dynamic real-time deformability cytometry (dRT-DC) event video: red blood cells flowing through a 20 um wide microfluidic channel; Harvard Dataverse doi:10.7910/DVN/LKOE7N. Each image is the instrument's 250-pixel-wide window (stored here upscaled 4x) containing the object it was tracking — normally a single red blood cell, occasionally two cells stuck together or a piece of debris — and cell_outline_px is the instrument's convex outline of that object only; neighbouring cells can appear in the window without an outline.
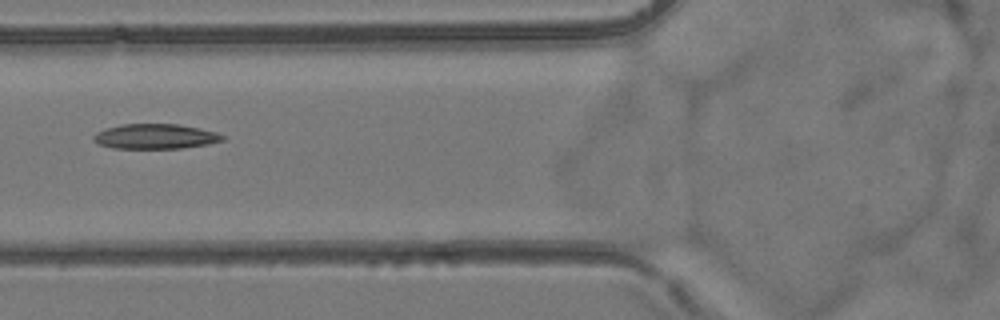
{"species": "common noctule bat (a hibernating species)", "species_latin": "Nyctalus noctula", "temperature_condition": "room temperature", "stored_images_in_passage": 7, "camera_frame_rate_fps": 3000, "um_per_image_px": 0.085, "animal": {"sex": "female", "body_mass_g": 24.6, "forearm_length_mm": 56.2}, "frame": {"image": 1, "passage_image": 6, "time_ms": 6.0, "image_size_px": [1000, 320], "cell_outline_px": [[224, 140], [208, 144], [180, 148], [112, 148], [100, 144], [92, 140], [92, 136], [96, 132], [104, 128], [124, 124], [180, 124], [200, 128], [216, 132], [224, 136]], "centroid_in_image_um": [13.18, 11.59], "position_along_channel_um": 112.6, "area_um2": 18.79}}
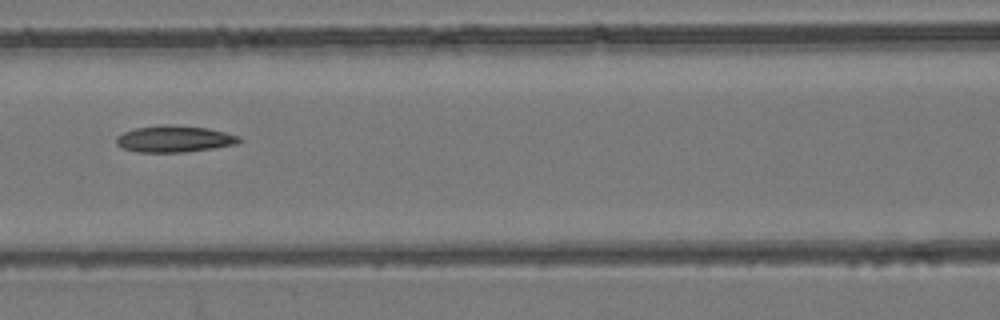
{"frame": {"image": 2, "passage_image": 7, "time_ms": 7.0, "image_size_px": [1000, 320], "cell_outline_px": [[244, 140], [236, 144], [212, 148], [184, 152], [136, 152], [124, 148], [116, 144], [116, 136], [124, 132], [136, 128], [160, 124], [172, 124], [208, 128], [240, 136]], "centroid_in_image_um": [14.82, 11.8], "position_along_channel_um": 151.8, "area_um2": 19.13}}